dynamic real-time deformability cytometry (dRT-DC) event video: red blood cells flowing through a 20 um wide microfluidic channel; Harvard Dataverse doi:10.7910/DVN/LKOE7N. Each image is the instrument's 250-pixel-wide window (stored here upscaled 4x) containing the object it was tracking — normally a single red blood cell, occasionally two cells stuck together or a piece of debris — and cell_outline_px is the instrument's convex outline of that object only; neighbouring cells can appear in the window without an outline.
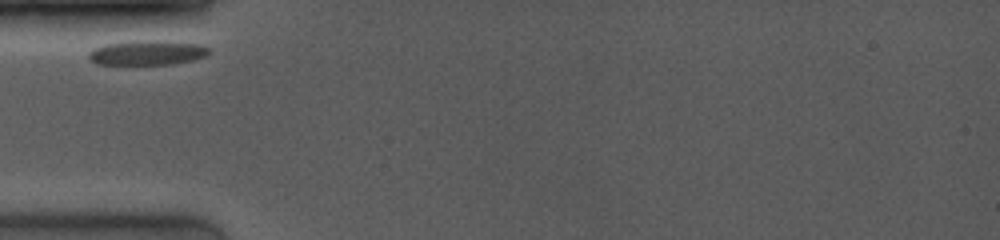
{"species": "common noctule bat (a hibernating species)", "species_latin": "Nyctalus noctula", "temperature_condition": "room temperature", "stored_images_in_passage": 22, "camera_frame_rate_fps": 4000, "um_per_image_px": 0.085, "animal": {"sex": "female", "body_mass_g": 19.0, "forearm_length_mm": 53.3}, "frame": {"image": 1, "passage_image": 1, "time_ms": 0.0, "image_size_px": [1000, 240], "cell_outline_px": [[212, 52], [204, 56], [192, 60], [172, 64], [96, 64], [88, 56], [88, 52], [92, 48], [104, 44], [200, 44], [212, 48]], "centroid_in_image_um": [12.5, 4.56], "position_along_channel_um": 72.5, "area_um2": 15.78}}
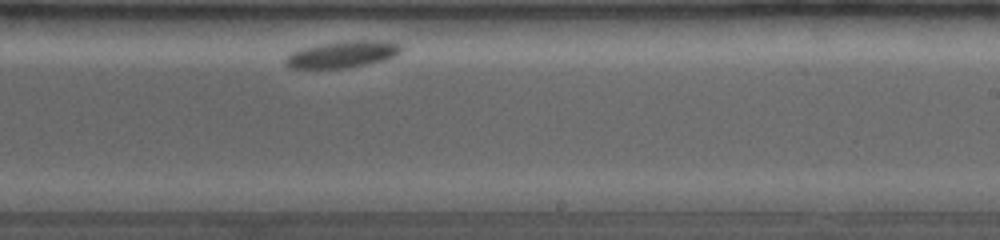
{"frame": {"image": 2, "passage_image": 14, "time_ms": 5.5, "image_size_px": [1000, 240], "cell_outline_px": [[404, 48], [396, 56], [388, 60], [348, 68], [292, 68], [284, 64], [284, 60], [292, 52], [300, 48], [320, 44], [348, 40], [384, 40], [400, 44]], "centroid_in_image_um": [29.17, 4.61], "position_along_channel_um": 259.8, "area_um2": 18.32}}
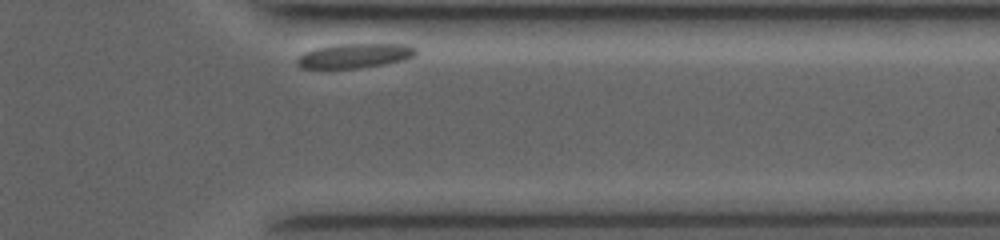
{"frame": {"image": 3, "passage_image": 22, "time_ms": 9.0, "image_size_px": [1000, 240], "cell_outline_px": [[416, 56], [404, 60], [384, 64], [360, 68], [300, 68], [296, 64], [296, 60], [304, 52], [316, 48], [336, 44], [408, 44], [416, 48]], "centroid_in_image_um": [30.17, 4.73], "position_along_channel_um": 381.2, "area_um2": 17.05}}